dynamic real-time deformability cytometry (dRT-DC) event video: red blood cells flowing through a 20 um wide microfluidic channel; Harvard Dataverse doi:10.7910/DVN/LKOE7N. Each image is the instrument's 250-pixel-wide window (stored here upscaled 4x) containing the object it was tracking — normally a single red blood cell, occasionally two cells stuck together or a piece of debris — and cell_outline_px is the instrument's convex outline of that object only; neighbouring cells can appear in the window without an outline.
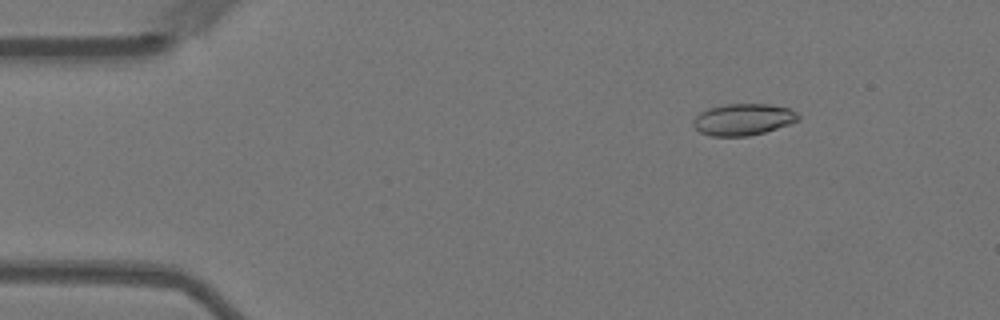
{"species": "Egyptian fruit bat (a non-hibernating species)", "species_latin": "Rousettus aegyptiacus", "temperature_condition": "warm", "stored_images_in_passage": 57, "camera_frame_rate_fps": 3000, "um_per_image_px": 0.085, "animal": {"sex": "female"}, "frame": {"image": 1, "passage_image": 8, "time_ms": 2.333, "image_size_px": [1000, 320], "cell_outline_px": [[800, 120], [764, 132], [748, 136], [712, 136], [700, 132], [692, 124], [692, 120], [700, 112], [708, 108], [728, 104], [768, 104], [788, 108], [796, 112], [800, 116]], "centroid_in_image_um": [63.15, 10.15], "position_along_channel_um": 21.8, "area_um2": 19.25}}
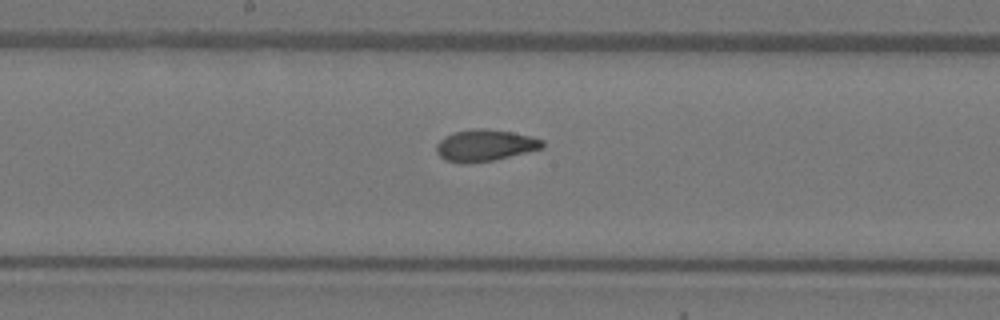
{"frame": {"image": 2, "passage_image": 30, "time_ms": 9.667, "image_size_px": [1000, 320], "cell_outline_px": [[544, 148], [492, 160], [464, 164], [460, 164], [444, 160], [436, 152], [436, 144], [444, 136], [456, 132], [472, 128], [484, 128], [512, 132], [532, 136], [544, 140]], "centroid_in_image_um": [41.21, 12.35], "position_along_channel_um": 207.0, "area_um2": 19.65}}
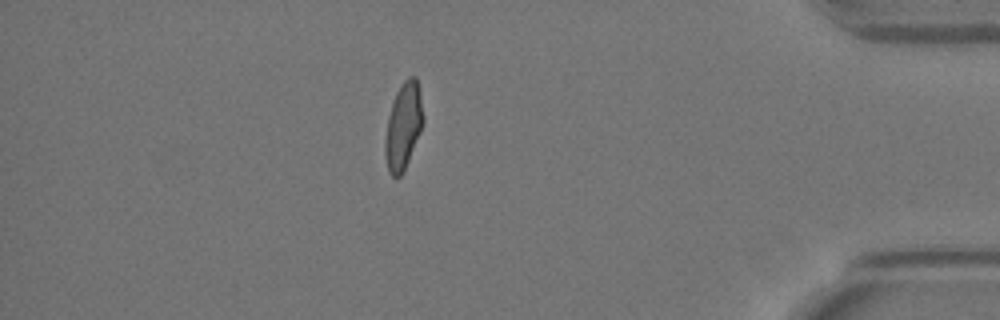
{"frame": {"image": 3, "passage_image": 50, "time_ms": 16.333, "image_size_px": [1000, 320], "cell_outline_px": [[424, 120], [420, 132], [404, 172], [396, 180], [388, 172], [384, 156], [384, 140], [388, 116], [396, 92], [404, 80], [408, 76], [416, 76], [420, 92], [424, 116]], "centroid_in_image_um": [34.27, 10.76], "position_along_channel_um": 400.9, "area_um2": 19.54}, "authors_computed_cell_mechanics": {"area_um2": 19.3052, "velocity_mm_per_s": 3.542, "shape_relaxation_time_tau1_ms": null, "shape_relaxation_time_tau2_ms": 1.4987, "deformation_change_tau1": null, "deformation_change_tau2": 0.0404}}